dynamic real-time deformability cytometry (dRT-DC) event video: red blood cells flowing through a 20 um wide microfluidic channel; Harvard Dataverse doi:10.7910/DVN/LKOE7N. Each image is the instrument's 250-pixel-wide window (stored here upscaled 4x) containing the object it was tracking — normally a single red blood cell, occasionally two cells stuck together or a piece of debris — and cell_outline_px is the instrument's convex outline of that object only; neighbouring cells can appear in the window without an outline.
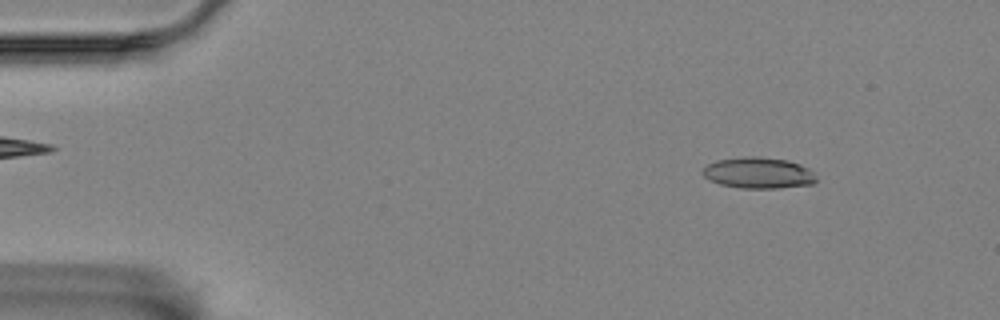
{"species": "Egyptian fruit bat (a non-hibernating species)", "species_latin": "Rousettus aegyptiacus", "temperature_condition": "room temperature", "stored_images_in_passage": 58, "camera_frame_rate_fps": 3000, "um_per_image_px": 0.085, "animal": {"sex": "female"}, "frame": {"image": 1, "passage_image": 7, "time_ms": 2.0, "image_size_px": [1000, 320], "cell_outline_px": [[816, 180], [812, 184], [780, 188], [744, 188], [720, 184], [708, 180], [704, 176], [704, 168], [708, 164], [716, 160], [752, 156], [756, 156], [788, 160], [800, 164], [808, 168], [812, 172]], "centroid_in_image_um": [64.47, 14.7], "position_along_channel_um": 20.5, "area_um2": 20.4}}
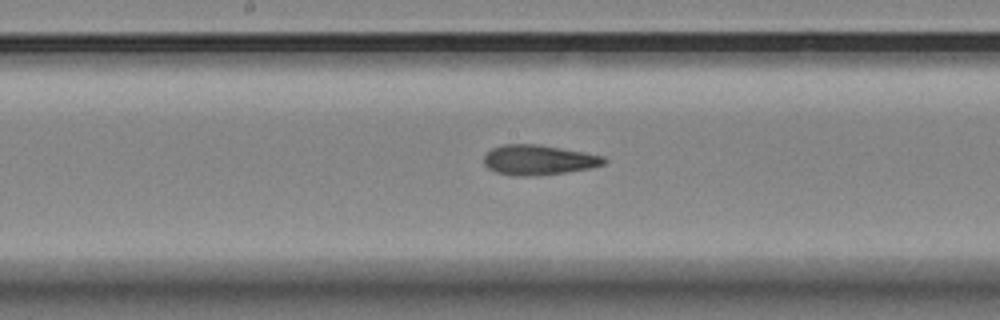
{"frame": {"image": 2, "passage_image": 30, "time_ms": 9.667, "image_size_px": [1000, 320], "cell_outline_px": [[608, 160], [604, 164], [588, 168], [564, 172], [532, 176], [516, 176], [496, 172], [488, 168], [484, 164], [484, 156], [492, 148], [504, 144], [536, 144], [584, 152], [604, 156]], "centroid_in_image_um": [45.76, 13.59], "position_along_channel_um": 202.4, "area_um2": 20.81}}
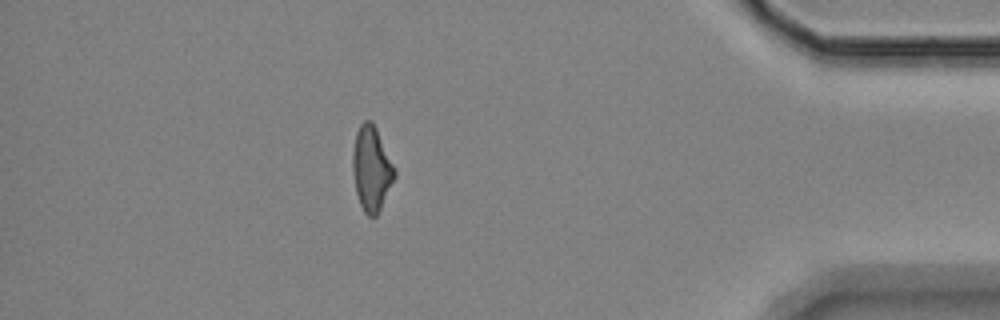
{"frame": {"image": 3, "passage_image": 51, "time_ms": 16.667, "image_size_px": [1000, 320], "cell_outline_px": [[396, 176], [376, 216], [368, 216], [364, 212], [360, 204], [356, 192], [352, 172], [352, 152], [356, 132], [360, 124], [364, 120], [372, 120], [396, 168]], "centroid_in_image_um": [31.57, 14.3], "position_along_channel_um": 403.6, "area_um2": 20.75}, "authors_computed_cell_mechanics": {"area_um2": 20.808, "velocity_mm_per_s": 3.4593, "shape_relaxation_time_tau1_ms": null, "shape_relaxation_time_tau2_ms": 2.3398, "deformation_change_tau1": null, "deformation_change_tau2": 0.1162}}